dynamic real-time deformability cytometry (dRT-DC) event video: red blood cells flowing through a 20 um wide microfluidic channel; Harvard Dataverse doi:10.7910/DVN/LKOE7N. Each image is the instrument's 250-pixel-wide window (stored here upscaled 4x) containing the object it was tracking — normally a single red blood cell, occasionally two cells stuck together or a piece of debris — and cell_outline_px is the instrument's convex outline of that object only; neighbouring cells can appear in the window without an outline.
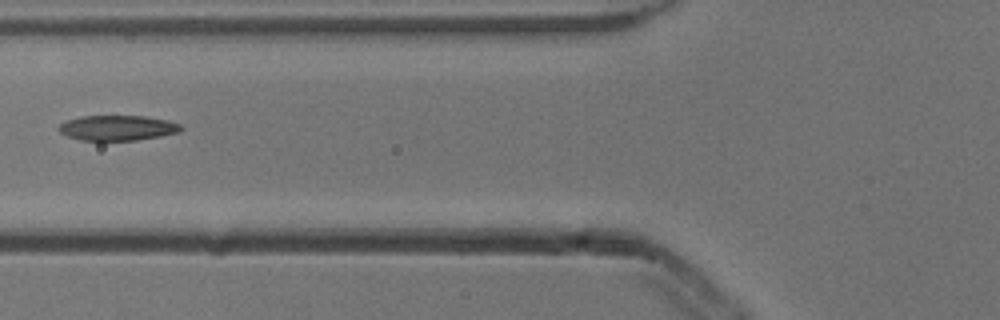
{"species": "common noctule bat (a hibernating species)", "species_latin": "Nyctalus noctula", "temperature_condition": "cold", "stored_images_in_passage": 4, "camera_frame_rate_fps": 3000, "um_per_image_px": 0.085, "animal": {"sex": "male", "body_mass_g": 13.3}, "frame": {"image": 1, "passage_image": 3, "time_ms": 0.667, "image_size_px": [1000, 320], "cell_outline_px": [[184, 128], [180, 132], [160, 136], [136, 140], [80, 140], [68, 136], [60, 132], [56, 128], [64, 120], [80, 116], [144, 116], [168, 120], [180, 124]], "centroid_in_image_um": [9.97, 10.86], "position_along_channel_um": 115.8, "area_um2": 18.03}}
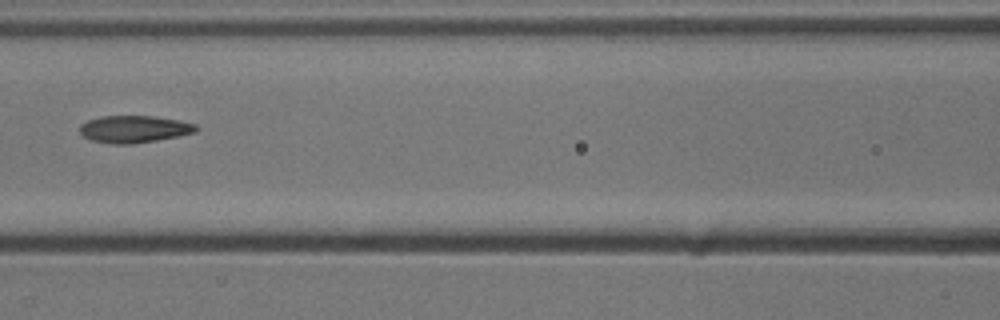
{"frame": {"image": 2, "passage_image": 4, "time_ms": 1.0, "image_size_px": [1000, 320], "cell_outline_px": [[200, 128], [196, 132], [156, 140], [132, 144], [112, 144], [92, 140], [84, 136], [80, 132], [80, 124], [88, 120], [100, 116], [156, 116], [180, 120], [196, 124]], "centroid_in_image_um": [11.42, 10.96], "position_along_channel_um": 155.2, "area_um2": 18.44}}